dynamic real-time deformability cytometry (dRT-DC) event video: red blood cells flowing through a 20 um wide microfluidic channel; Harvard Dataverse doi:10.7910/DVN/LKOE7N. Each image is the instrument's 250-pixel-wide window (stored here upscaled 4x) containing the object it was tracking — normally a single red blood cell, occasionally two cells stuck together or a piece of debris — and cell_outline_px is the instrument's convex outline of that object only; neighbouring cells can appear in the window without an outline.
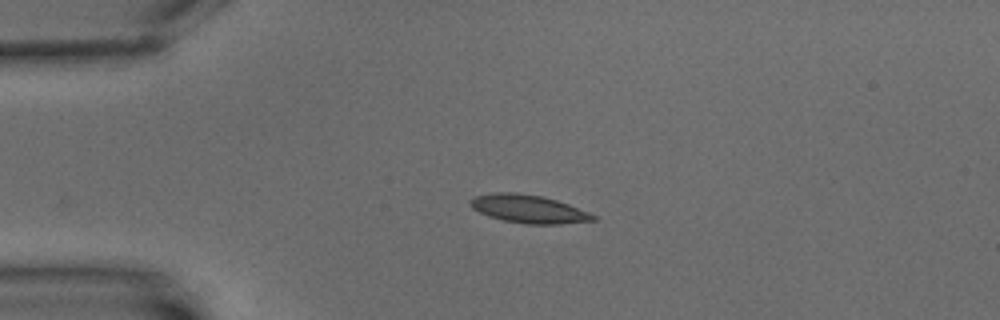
{"species": "common noctule bat (a hibernating species)", "species_latin": "Nyctalus noctula", "temperature_condition": "warm", "stored_images_in_passage": 5, "camera_frame_rate_fps": 3000, "um_per_image_px": 0.085, "animal": {"sex": "male", "body_mass_g": 15.6}, "frame": {"image": 1, "passage_image": 4, "time_ms": 4.0, "image_size_px": [1000, 320], "cell_outline_px": [[596, 220], [560, 224], [528, 224], [504, 220], [488, 216], [472, 208], [468, 204], [472, 196], [496, 192], [516, 192], [544, 196], [568, 204], [588, 212], [596, 216]], "centroid_in_image_um": [44.89, 17.75], "position_along_channel_um": 40.1, "area_um2": 20.17}}